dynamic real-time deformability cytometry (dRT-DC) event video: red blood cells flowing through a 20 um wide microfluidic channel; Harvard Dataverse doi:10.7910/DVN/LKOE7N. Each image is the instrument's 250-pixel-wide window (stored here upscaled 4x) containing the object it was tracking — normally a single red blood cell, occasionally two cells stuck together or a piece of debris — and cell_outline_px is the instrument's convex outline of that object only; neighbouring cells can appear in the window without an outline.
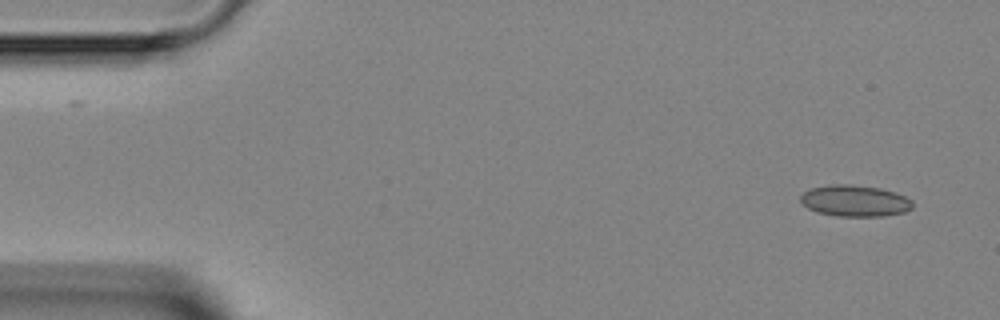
{"species": "Egyptian fruit bat (a non-hibernating species)", "species_latin": "Rousettus aegyptiacus", "temperature_condition": "room temperature", "stored_images_in_passage": 3, "camera_frame_rate_fps": 3000, "um_per_image_px": 0.085, "animal": {"sex": "female"}, "frame": {"image": 1, "passage_image": 1, "time_ms": 0.0, "image_size_px": [1000, 320], "cell_outline_px": [[912, 208], [904, 212], [884, 216], [836, 216], [816, 212], [808, 208], [800, 200], [800, 196], [804, 192], [812, 188], [832, 184], [852, 184], [880, 188], [896, 192], [912, 200]], "centroid_in_image_um": [72.67, 17.07], "position_along_channel_um": 12.3, "area_um2": 20.52}}
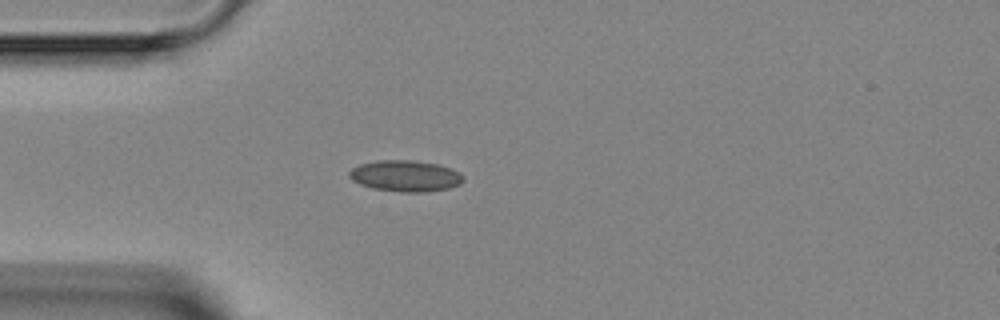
{"frame": {"image": 2, "passage_image": 3, "time_ms": 3.333, "image_size_px": [1000, 320], "cell_outline_px": [[464, 180], [460, 184], [448, 188], [428, 192], [400, 192], [372, 188], [360, 184], [352, 180], [348, 176], [348, 172], [352, 168], [360, 164], [376, 160], [412, 160], [436, 164], [452, 168], [460, 172], [464, 176]], "centroid_in_image_um": [34.46, 14.95], "position_along_channel_um": 50.5, "area_um2": 20.92}}